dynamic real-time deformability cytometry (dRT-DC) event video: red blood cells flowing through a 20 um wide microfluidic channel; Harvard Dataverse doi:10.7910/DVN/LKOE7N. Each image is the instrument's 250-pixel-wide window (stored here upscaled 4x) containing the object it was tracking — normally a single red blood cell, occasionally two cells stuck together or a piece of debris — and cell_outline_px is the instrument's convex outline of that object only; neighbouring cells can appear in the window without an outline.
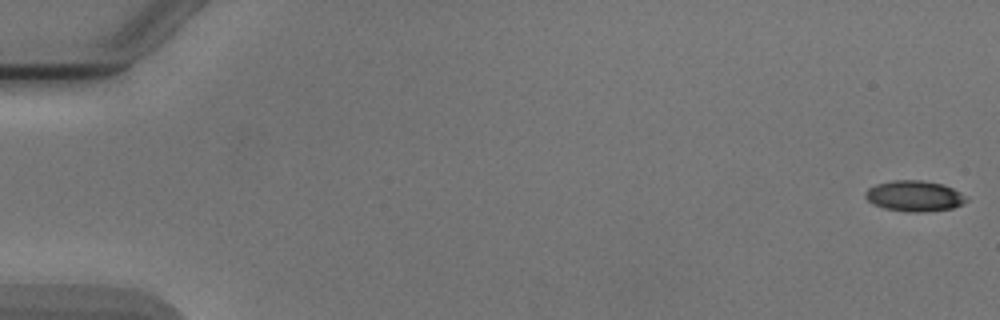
{"species": "Egyptian fruit bat (a non-hibernating species)", "species_latin": "Rousettus aegyptiacus", "temperature_condition": "cold", "stored_images_in_passage": 9, "camera_frame_rate_fps": 3000, "um_per_image_px": 0.085, "animal": {"sex": "male"}, "frame": {"image": 1, "passage_image": 1, "time_ms": 0.0, "image_size_px": [1000, 320], "cell_outline_px": [[968, 200], [952, 208], [924, 212], [908, 212], [884, 208], [872, 204], [864, 196], [864, 192], [868, 188], [876, 184], [892, 180], [920, 180], [940, 184], [952, 188], [960, 192]], "centroid_in_image_um": [77.66, 16.66], "position_along_channel_um": 7.3, "area_um2": 17.98}}
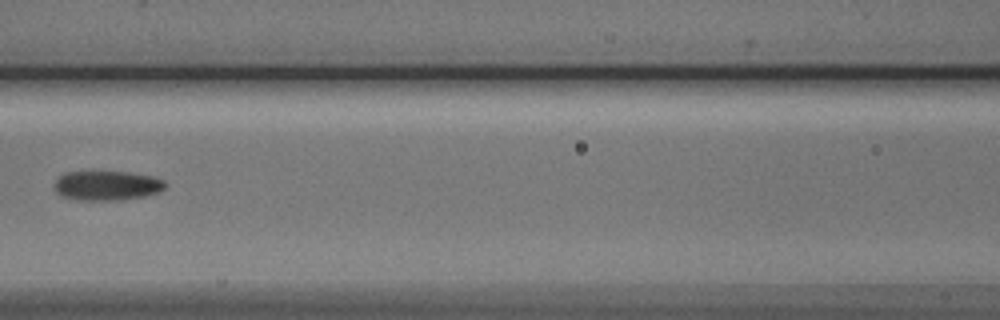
{"frame": {"image": 2, "passage_image": 8, "time_ms": 8.0, "image_size_px": [1000, 320], "cell_outline_px": [[168, 184], [160, 192], [144, 196], [116, 200], [80, 200], [64, 196], [56, 192], [56, 180], [64, 172], [92, 168], [128, 172], [152, 176], [164, 180]], "centroid_in_image_um": [9.09, 15.71], "position_along_channel_um": 157.5, "area_um2": 19.83}}
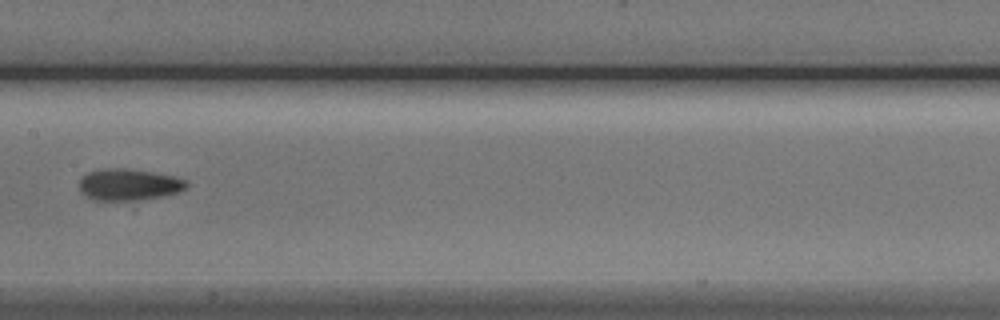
{"frame": {"image": 3, "passage_image": 9, "time_ms": 9.0, "image_size_px": [1000, 320], "cell_outline_px": [[188, 184], [184, 188], [176, 192], [160, 196], [128, 200], [92, 200], [80, 192], [80, 180], [88, 172], [104, 168], [128, 168], [152, 172], [172, 176], [188, 180]], "centroid_in_image_um": [10.9, 15.67], "position_along_channel_um": 196.5, "area_um2": 19.42}}